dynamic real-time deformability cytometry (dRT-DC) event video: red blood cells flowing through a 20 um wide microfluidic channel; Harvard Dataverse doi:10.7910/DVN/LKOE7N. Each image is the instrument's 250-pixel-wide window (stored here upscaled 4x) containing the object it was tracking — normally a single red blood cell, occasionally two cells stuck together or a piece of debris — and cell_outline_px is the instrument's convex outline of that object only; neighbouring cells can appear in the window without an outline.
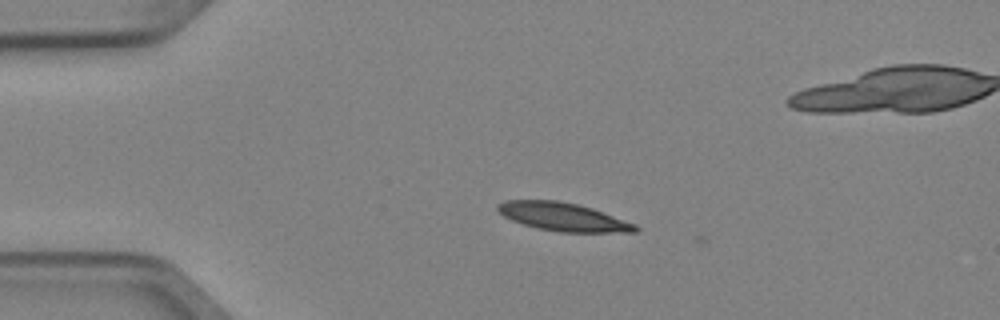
{"species": "Egyptian fruit bat (a non-hibernating species)", "species_latin": "Rousettus aegyptiacus", "temperature_condition": "cold", "stored_images_in_passage": 5, "camera_frame_rate_fps": 3000, "um_per_image_px": 0.085, "animal": {"sex": "female"}, "frame": {"image": 1, "passage_image": 3, "time_ms": 0.667, "image_size_px": [1000, 320], "cell_outline_px": [[640, 228], [636, 232], [560, 232], [540, 228], [524, 224], [512, 220], [504, 216], [496, 208], [496, 204], [504, 200], [556, 200], [580, 204], [592, 208], [636, 224]], "centroid_in_image_um": [47.87, 18.42], "position_along_channel_um": 37.1, "area_um2": 22.6}}